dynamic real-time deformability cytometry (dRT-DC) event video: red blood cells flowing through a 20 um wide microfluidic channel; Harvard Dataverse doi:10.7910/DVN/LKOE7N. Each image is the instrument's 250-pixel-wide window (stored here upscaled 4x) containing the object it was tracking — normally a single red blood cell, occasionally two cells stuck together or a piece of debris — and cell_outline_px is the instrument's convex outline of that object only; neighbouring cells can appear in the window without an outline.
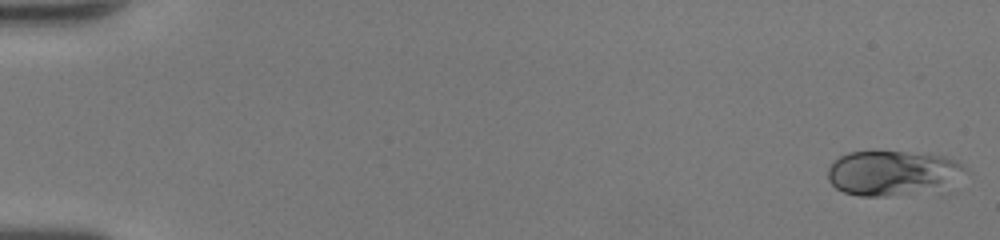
{"species": "human", "species_latin": "Homo sapiens", "temperature_condition": "room temperature", "stored_images_in_passage": 49, "camera_frame_rate_fps": 3000, "um_per_image_px": 0.085, "donor": {"sex": "female"}, "frame": {"image": 1, "passage_image": 1, "time_ms": 0.0, "image_size_px": [1000, 240], "cell_outline_px": [[968, 168], [932, 184], [884, 196], [860, 196], [844, 192], [836, 188], [828, 180], [828, 168], [840, 156], [848, 152], [928, 152], [944, 156], [956, 160]], "centroid_in_image_um": [75.6, 14.61], "position_along_channel_um": 9.4, "area_um2": 33.18}}
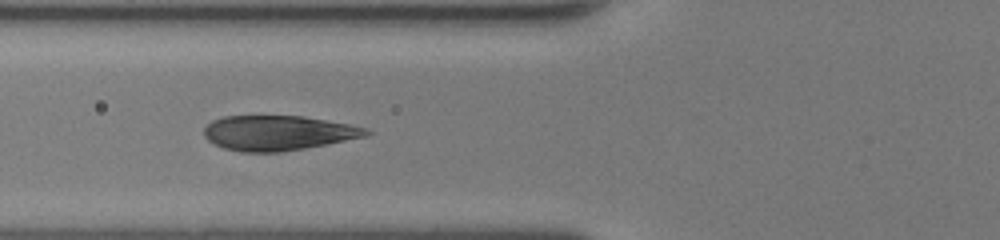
{"frame": {"image": 2, "passage_image": 20, "time_ms": 6.333, "image_size_px": [1000, 240], "cell_outline_px": [[372, 132], [368, 136], [304, 148], [280, 152], [240, 152], [224, 148], [208, 140], [204, 136], [204, 128], [212, 120], [224, 116], [304, 116], [348, 124], [368, 128]], "centroid_in_image_um": [23.64, 11.29], "position_along_channel_um": 102.2, "area_um2": 32.89}}
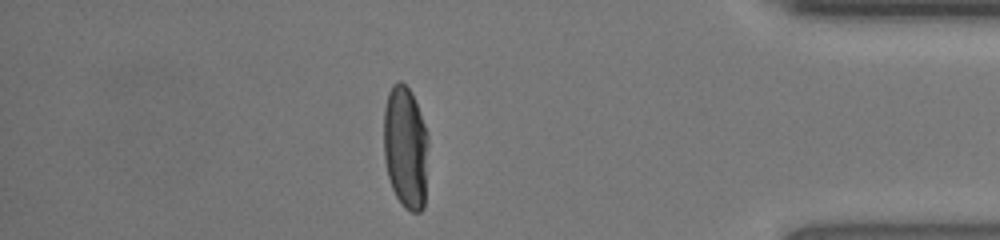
{"frame": {"image": 3, "passage_image": 43, "time_ms": 14.0, "image_size_px": [1000, 240], "cell_outline_px": [[428, 144], [424, 208], [420, 212], [412, 212], [404, 208], [396, 196], [392, 188], [388, 176], [384, 160], [384, 108], [388, 92], [392, 84], [396, 80], [400, 80], [412, 92], [428, 132]], "centroid_in_image_um": [34.47, 12.51], "position_along_channel_um": 400.7, "area_um2": 32.37}, "authors_computed_cell_mechanics": {"area_um2": 33.9864, "velocity_mm_per_s": 4.2921, "shape_relaxation_time_tau1_ms": 3.6408, "shape_relaxation_time_tau2_ms": null, "deformation_change_tau1": 0.2297, "deformation_change_tau2": null}}